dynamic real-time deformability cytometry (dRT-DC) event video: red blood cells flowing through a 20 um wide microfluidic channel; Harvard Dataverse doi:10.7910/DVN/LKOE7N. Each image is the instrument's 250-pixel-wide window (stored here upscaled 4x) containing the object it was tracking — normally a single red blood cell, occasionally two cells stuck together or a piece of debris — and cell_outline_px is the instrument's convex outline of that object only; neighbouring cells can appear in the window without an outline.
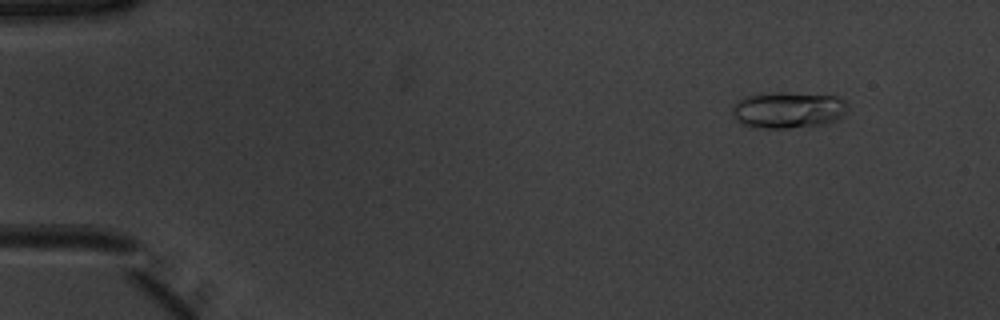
{"species": "common noctule bat (a hibernating species)", "species_latin": "Nyctalus noctula", "temperature_condition": "warm", "stored_images_in_passage": 53, "camera_frame_rate_fps": 3000, "um_per_image_px": 0.085, "animal": {"sex": "male", "body_mass_g": 20.1, "forearm_length_mm": 53.5}, "frame": {"image": 1, "passage_image": 6, "time_ms": 1.667, "image_size_px": [1000, 320], "cell_outline_px": [[848, 108], [844, 116], [836, 120], [824, 124], [788, 128], [760, 128], [740, 124], [736, 120], [732, 112], [732, 104], [748, 96], [776, 92], [780, 92], [836, 96], [844, 100], [848, 104]], "centroid_in_image_um": [67.01, 9.36], "position_along_channel_um": 18.0, "area_um2": 24.51}}
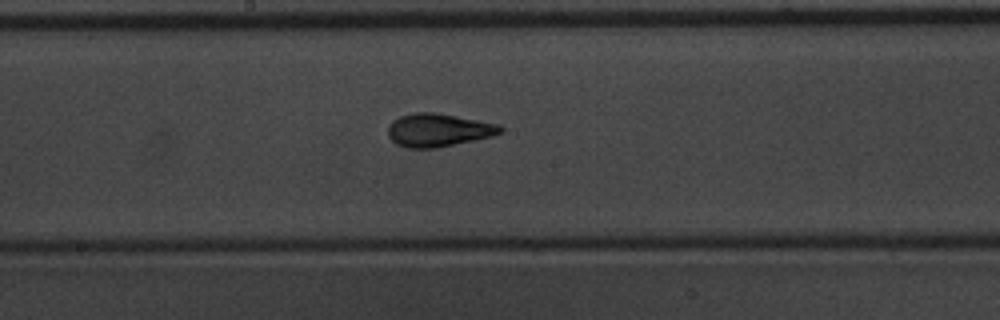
{"frame": {"image": 2, "passage_image": 29, "time_ms": 9.333, "image_size_px": [1000, 320], "cell_outline_px": [[504, 132], [492, 136], [436, 148], [408, 148], [396, 144], [388, 136], [388, 128], [392, 120], [400, 116], [412, 112], [432, 112], [500, 124], [504, 128]], "centroid_in_image_um": [37.25, 11.06], "position_along_channel_um": 210.9, "area_um2": 21.68}}
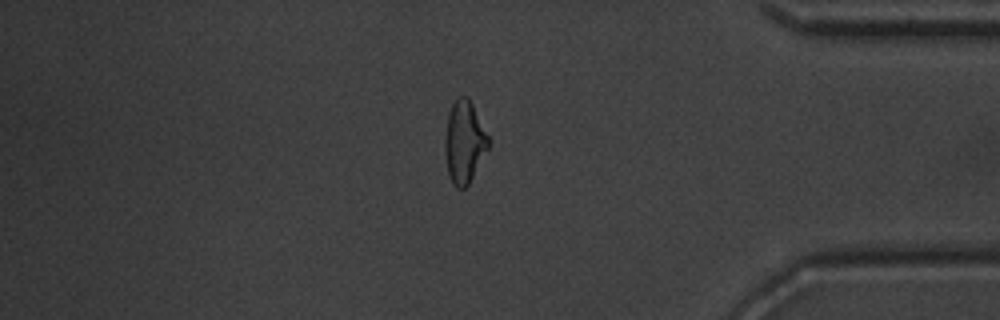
{"frame": {"image": 3, "passage_image": 45, "time_ms": 14.667, "image_size_px": [1000, 320], "cell_outline_px": [[492, 144], [468, 184], [464, 188], [456, 188], [452, 184], [448, 172], [444, 152], [444, 136], [448, 112], [452, 104], [460, 96], [468, 96], [492, 140]], "centroid_in_image_um": [39.48, 12.06], "position_along_channel_um": 395.7, "area_um2": 21.39}, "authors_computed_cell_mechanics": {"area_um2": 20.9236, "velocity_mm_per_s": 3.9253, "shape_relaxation_time_tau1_ms": 4.6228, "shape_relaxation_time_tau2_ms": 1.5659, "deformation_change_tau1": 0.1845, "deformation_change_tau2": 0.0819}}